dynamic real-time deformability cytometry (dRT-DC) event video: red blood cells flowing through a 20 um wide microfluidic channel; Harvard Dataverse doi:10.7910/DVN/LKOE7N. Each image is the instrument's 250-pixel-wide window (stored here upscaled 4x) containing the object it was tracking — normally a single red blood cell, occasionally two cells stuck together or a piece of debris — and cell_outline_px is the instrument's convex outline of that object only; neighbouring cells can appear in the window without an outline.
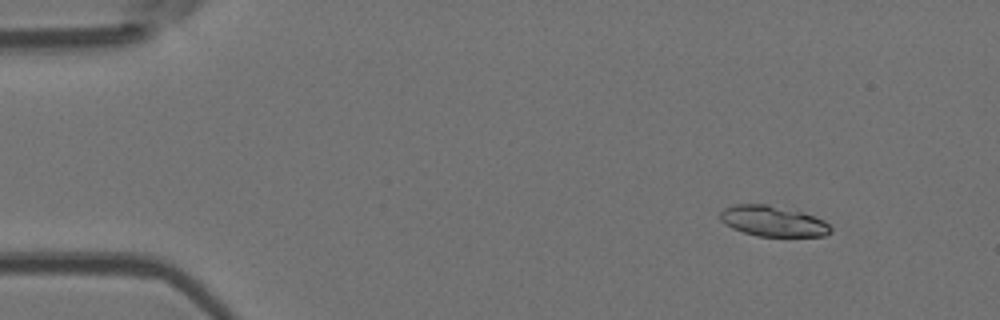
{"species": "Egyptian fruit bat (a non-hibernating species)", "species_latin": "Rousettus aegyptiacus", "temperature_condition": "room temperature", "stored_images_in_passage": 5, "camera_frame_rate_fps": 3000, "um_per_image_px": 0.085, "animal": {"sex": "female"}, "frame": {"image": 1, "passage_image": 2, "time_ms": 1.0, "image_size_px": [1000, 320], "cell_outline_px": [[832, 232], [824, 236], [756, 236], [732, 228], [724, 224], [720, 220], [720, 212], [724, 208], [736, 204], [768, 204], [804, 212], [824, 220], [832, 228]], "centroid_in_image_um": [65.71, 18.79], "position_along_channel_um": 19.3, "area_um2": 19.83}}
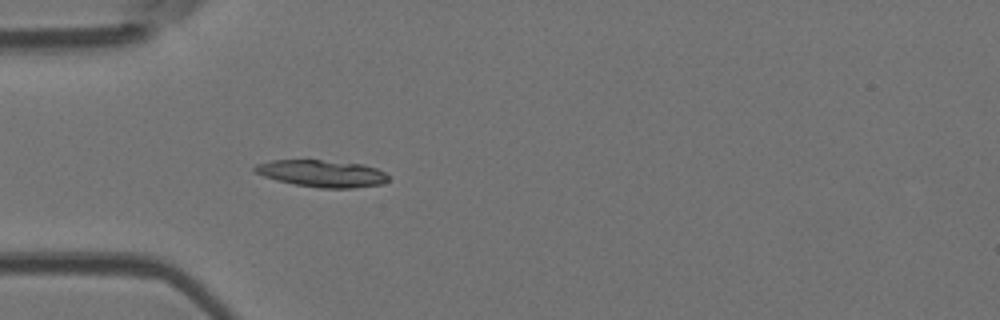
{"frame": {"image": 2, "passage_image": 5, "time_ms": 4.333, "image_size_px": [1000, 320], "cell_outline_px": [[388, 180], [384, 184], [352, 188], [320, 188], [296, 184], [276, 180], [264, 176], [256, 172], [252, 168], [256, 164], [272, 160], [320, 160], [364, 164], [376, 168], [384, 172], [388, 176]], "centroid_in_image_um": [27.38, 14.75], "position_along_channel_um": 57.6, "area_um2": 20.92}}